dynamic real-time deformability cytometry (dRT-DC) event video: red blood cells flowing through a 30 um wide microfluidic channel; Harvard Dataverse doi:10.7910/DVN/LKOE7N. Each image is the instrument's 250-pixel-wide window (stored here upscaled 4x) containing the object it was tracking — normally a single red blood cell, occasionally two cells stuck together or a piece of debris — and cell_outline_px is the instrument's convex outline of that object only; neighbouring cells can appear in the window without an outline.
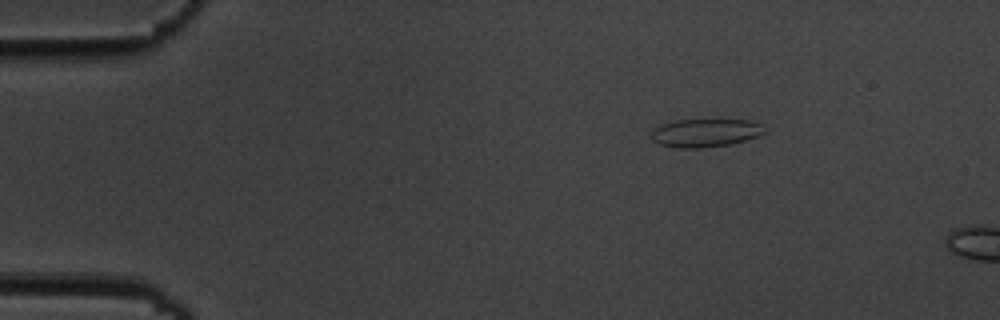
{"species": "common noctule bat (a hibernating species)", "species_latin": "Nyctalus noctula", "temperature_condition": "cold", "stored_images_in_passage": 4, "camera_frame_rate_fps": 3000, "um_per_image_px": 0.085, "animal": {"sex": "male", "body_mass_g": 19.5, "forearm_length_mm": 54.6}, "frame": {"image": 1, "passage_image": 2, "time_ms": 1.333, "image_size_px": [1000, 320], "cell_outline_px": [[764, 132], [756, 136], [744, 140], [728, 144], [700, 148], [676, 148], [660, 144], [652, 140], [652, 132], [656, 128], [664, 124], [676, 120], [748, 120], [760, 124]], "centroid_in_image_um": [59.91, 11.3], "position_along_channel_um": 25.1, "area_um2": 18.09}}